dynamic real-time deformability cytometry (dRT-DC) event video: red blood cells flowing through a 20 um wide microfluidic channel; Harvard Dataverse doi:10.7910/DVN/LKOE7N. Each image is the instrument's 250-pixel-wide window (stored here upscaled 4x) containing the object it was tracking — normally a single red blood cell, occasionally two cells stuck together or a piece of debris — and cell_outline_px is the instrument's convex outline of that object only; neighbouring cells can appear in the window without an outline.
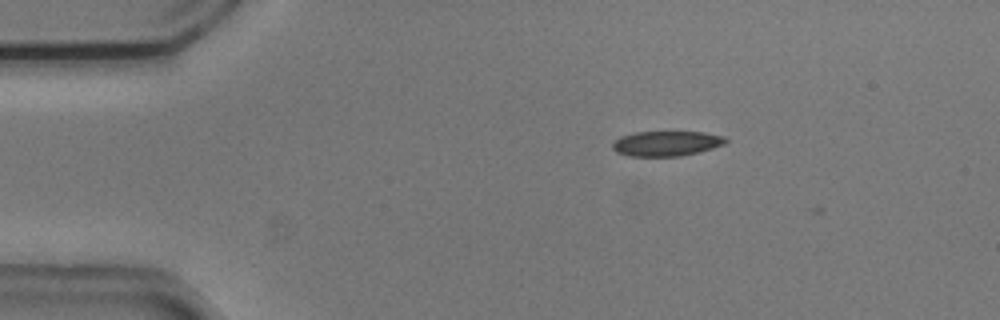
{"species": "common noctule bat (a hibernating species)", "species_latin": "Nyctalus noctula", "temperature_condition": "cold", "stored_images_in_passage": 4, "camera_frame_rate_fps": 3000, "um_per_image_px": 0.085, "animal": {"sex": "male", "body_mass_g": 20.5, "forearm_length_mm": 52.5}, "frame": {"image": 1, "passage_image": 1, "time_ms": 0.0, "image_size_px": [1000, 320], "cell_outline_px": [[728, 140], [724, 144], [712, 148], [680, 156], [628, 156], [616, 152], [612, 148], [612, 144], [620, 136], [636, 132], [704, 132], [724, 136]], "centroid_in_image_um": [56.62, 12.19], "position_along_channel_um": 28.4, "area_um2": 16.42}}